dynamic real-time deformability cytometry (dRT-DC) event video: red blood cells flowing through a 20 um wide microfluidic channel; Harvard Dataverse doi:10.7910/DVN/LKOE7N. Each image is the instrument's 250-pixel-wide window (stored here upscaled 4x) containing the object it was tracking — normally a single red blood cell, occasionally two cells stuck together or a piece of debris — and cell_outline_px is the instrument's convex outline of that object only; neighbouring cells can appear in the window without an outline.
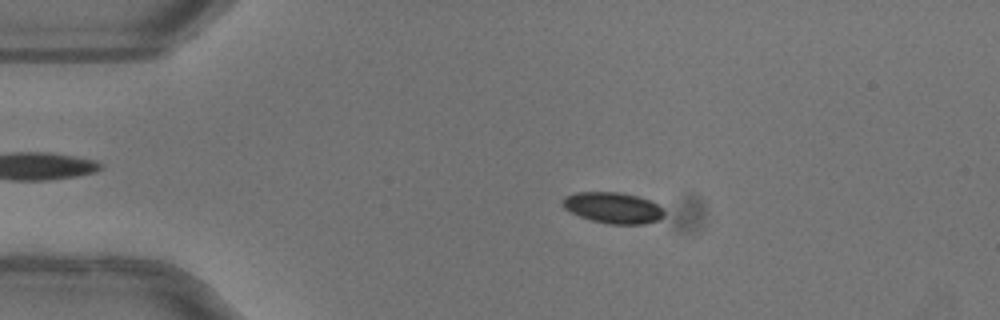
{"species": "common noctule bat (a hibernating species)", "species_latin": "Nyctalus noctula", "temperature_condition": "warm", "stored_images_in_passage": 52, "camera_frame_rate_fps": 3000, "um_per_image_px": 0.085, "animal": {"sex": "female"}, "frame": {"image": 1, "passage_image": 11, "time_ms": 3.333, "image_size_px": [1000, 320], "cell_outline_px": [[664, 216], [660, 220], [644, 224], [608, 224], [592, 220], [580, 216], [564, 208], [560, 200], [564, 196], [576, 192], [620, 192], [636, 196], [648, 200], [656, 204], [664, 212]], "centroid_in_image_um": [52.08, 17.66], "position_along_channel_um": 32.9, "area_um2": 18.32}}
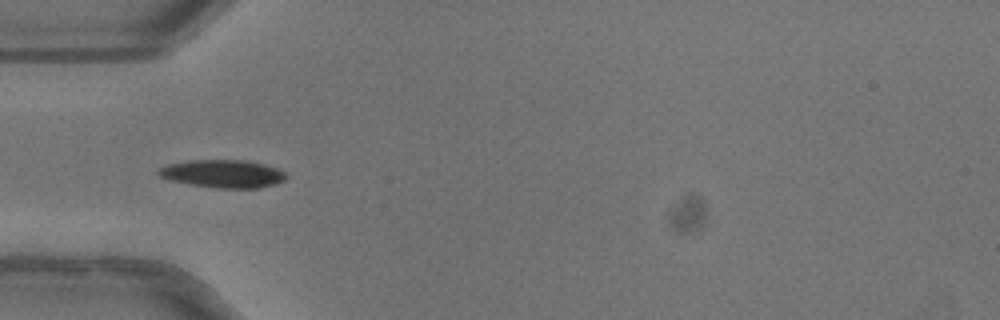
{"frame": {"image": 2, "passage_image": 17, "time_ms": 5.333, "image_size_px": [1000, 320], "cell_outline_px": [[288, 176], [284, 180], [276, 184], [260, 188], [216, 188], [168, 180], [160, 176], [156, 172], [164, 164], [188, 160], [244, 160], [264, 164], [276, 168], [284, 172]], "centroid_in_image_um": [18.92, 14.76], "position_along_channel_um": 66.1, "area_um2": 20.87}, "authors_computed_cell_mechanics": {"area_um2": 19.2185, "velocity_mm_per_s": 4.0342, "shape_relaxation_time_tau1_ms": 3.1227, "shape_relaxation_time_tau2_ms": null, "deformation_change_tau1": 0.1243, "deformation_change_tau2": null}}